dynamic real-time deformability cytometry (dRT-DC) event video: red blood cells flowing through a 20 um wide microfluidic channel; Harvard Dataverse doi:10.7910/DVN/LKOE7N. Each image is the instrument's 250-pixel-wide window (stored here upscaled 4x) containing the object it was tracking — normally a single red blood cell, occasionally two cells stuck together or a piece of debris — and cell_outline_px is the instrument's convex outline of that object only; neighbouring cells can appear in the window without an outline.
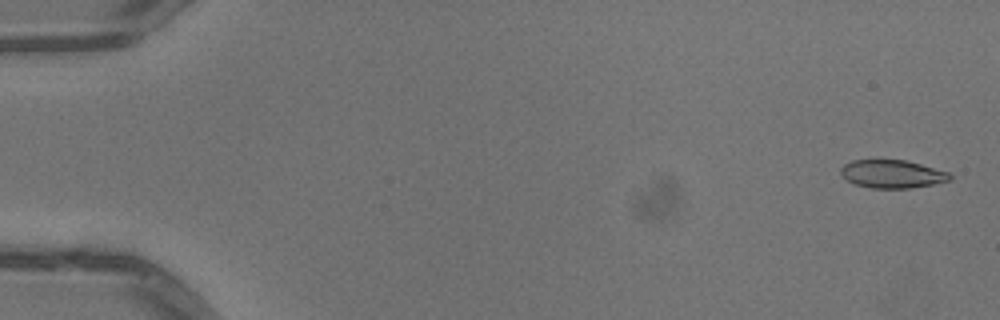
{"species": "common noctule bat (a hibernating species)", "species_latin": "Nyctalus noctula", "temperature_condition": "warm", "stored_images_in_passage": 52, "camera_frame_rate_fps": 3000, "um_per_image_px": 0.085, "animal": {"sex": "male", "body_mass_g": 13.3}, "frame": {"image": 1, "passage_image": 2, "time_ms": 0.333, "image_size_px": [1000, 320], "cell_outline_px": [[952, 180], [932, 184], [908, 188], [872, 188], [856, 184], [848, 180], [840, 172], [840, 168], [844, 164], [852, 160], [904, 160], [920, 164], [948, 172], [952, 176]], "centroid_in_image_um": [75.84, 14.78], "position_along_channel_um": 9.2, "area_um2": 17.63}}
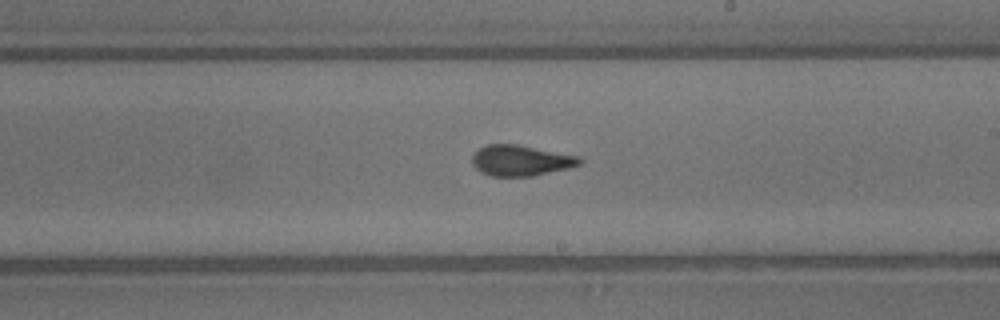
{"frame": {"image": 2, "passage_image": 31, "time_ms": 10.0, "image_size_px": [1000, 320], "cell_outline_px": [[584, 160], [580, 164], [568, 168], [532, 176], [488, 176], [480, 172], [472, 164], [472, 156], [480, 148], [488, 144], [516, 144], [580, 156]], "centroid_in_image_um": [44.27, 13.64], "position_along_channel_um": 244.7, "area_um2": 19.25}}
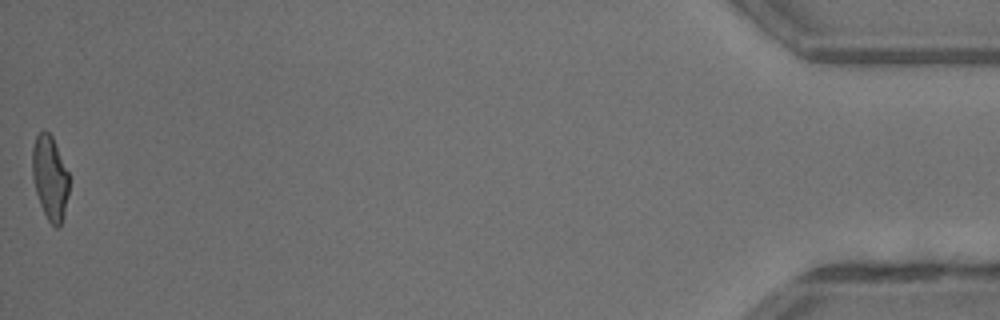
{"frame": {"image": 3, "passage_image": 52, "time_ms": 17.0, "image_size_px": [1000, 320], "cell_outline_px": [[68, 196], [64, 216], [60, 228], [56, 228], [48, 220], [40, 204], [36, 192], [32, 176], [32, 148], [36, 136], [44, 128], [52, 136], [68, 172]], "centroid_in_image_um": [4.24, 15.12], "position_along_channel_um": 431.0, "area_um2": 18.03}, "authors_computed_cell_mechanics": {"area_um2": 18.8428, "velocity_mm_per_s": 4.0612, "shape_relaxation_time_tau1_ms": 7.0608, "shape_relaxation_time_tau2_ms": 1.6079, "deformation_change_tau1": 0.2231, "deformation_change_tau2": 0.0843}}